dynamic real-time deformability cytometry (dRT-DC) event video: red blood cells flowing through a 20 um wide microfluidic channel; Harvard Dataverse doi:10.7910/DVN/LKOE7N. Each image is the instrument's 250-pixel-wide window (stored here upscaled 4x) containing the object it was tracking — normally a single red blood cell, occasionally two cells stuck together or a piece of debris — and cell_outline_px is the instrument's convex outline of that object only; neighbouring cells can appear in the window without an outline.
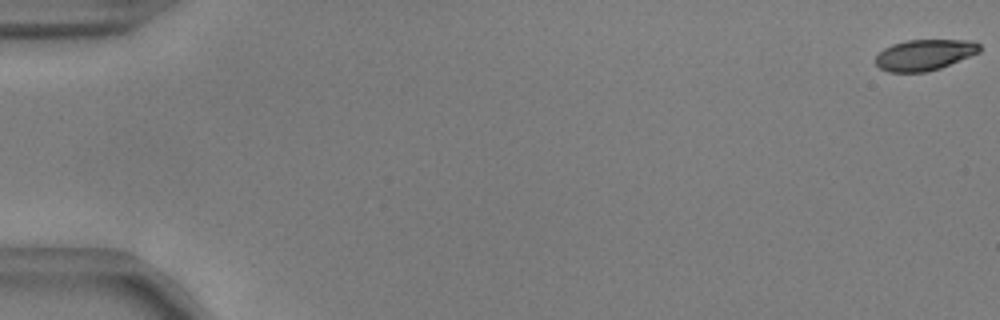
{"species": "common noctule bat (a hibernating species)", "species_latin": "Nyctalus noctula", "temperature_condition": "warm", "stored_images_in_passage": 17, "camera_frame_rate_fps": 3000, "um_per_image_px": 0.085, "animal": {"sex": "male", "body_mass_g": 17.9, "forearm_length_mm": 54.2}, "frame": {"image": 1, "passage_image": 1, "time_ms": 0.0, "image_size_px": [1000, 320], "cell_outline_px": [[980, 52], [940, 68], [924, 72], [888, 72], [880, 68], [876, 64], [876, 56], [884, 48], [892, 44], [908, 40], [972, 40], [980, 44]], "centroid_in_image_um": [78.58, 4.66], "position_along_channel_um": 6.4, "area_um2": 18.67}}
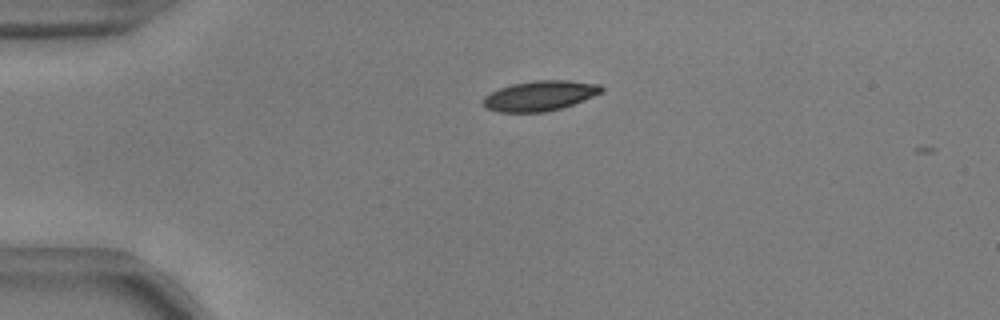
{"frame": {"image": 2, "passage_image": 14, "time_ms": 4.333, "image_size_px": [1000, 320], "cell_outline_px": [[604, 92], [572, 104], [560, 108], [544, 112], [500, 112], [484, 108], [480, 100], [484, 96], [500, 88], [512, 84], [532, 80], [568, 80], [600, 84], [604, 88]], "centroid_in_image_um": [45.86, 8.13], "position_along_channel_um": 39.1, "area_um2": 20.87}}